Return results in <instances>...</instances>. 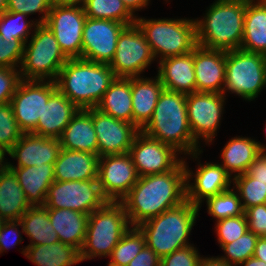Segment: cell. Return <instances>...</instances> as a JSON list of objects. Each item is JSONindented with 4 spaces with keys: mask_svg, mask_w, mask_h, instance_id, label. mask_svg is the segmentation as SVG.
Listing matches in <instances>:
<instances>
[{
    "mask_svg": "<svg viewBox=\"0 0 266 266\" xmlns=\"http://www.w3.org/2000/svg\"><path fill=\"white\" fill-rule=\"evenodd\" d=\"M83 8L87 18L108 19L127 26L136 23L137 19L122 0H86Z\"/></svg>",
    "mask_w": 266,
    "mask_h": 266,
    "instance_id": "cell-35",
    "label": "cell"
},
{
    "mask_svg": "<svg viewBox=\"0 0 266 266\" xmlns=\"http://www.w3.org/2000/svg\"><path fill=\"white\" fill-rule=\"evenodd\" d=\"M109 64L68 59L56 79L57 89L79 109L95 108L116 79Z\"/></svg>",
    "mask_w": 266,
    "mask_h": 266,
    "instance_id": "cell-3",
    "label": "cell"
},
{
    "mask_svg": "<svg viewBox=\"0 0 266 266\" xmlns=\"http://www.w3.org/2000/svg\"><path fill=\"white\" fill-rule=\"evenodd\" d=\"M79 108L58 89L49 97L32 134L59 139Z\"/></svg>",
    "mask_w": 266,
    "mask_h": 266,
    "instance_id": "cell-23",
    "label": "cell"
},
{
    "mask_svg": "<svg viewBox=\"0 0 266 266\" xmlns=\"http://www.w3.org/2000/svg\"><path fill=\"white\" fill-rule=\"evenodd\" d=\"M99 156L90 152L61 148L54 162L55 181L97 179Z\"/></svg>",
    "mask_w": 266,
    "mask_h": 266,
    "instance_id": "cell-24",
    "label": "cell"
},
{
    "mask_svg": "<svg viewBox=\"0 0 266 266\" xmlns=\"http://www.w3.org/2000/svg\"><path fill=\"white\" fill-rule=\"evenodd\" d=\"M56 90L55 81L21 79L10 104L23 133H32L36 129L44 104Z\"/></svg>",
    "mask_w": 266,
    "mask_h": 266,
    "instance_id": "cell-12",
    "label": "cell"
},
{
    "mask_svg": "<svg viewBox=\"0 0 266 266\" xmlns=\"http://www.w3.org/2000/svg\"><path fill=\"white\" fill-rule=\"evenodd\" d=\"M186 201L183 160L171 171L141 176L121 199L131 227L158 216Z\"/></svg>",
    "mask_w": 266,
    "mask_h": 266,
    "instance_id": "cell-1",
    "label": "cell"
},
{
    "mask_svg": "<svg viewBox=\"0 0 266 266\" xmlns=\"http://www.w3.org/2000/svg\"><path fill=\"white\" fill-rule=\"evenodd\" d=\"M47 209L59 241L74 246L81 251L86 238L89 215L63 208Z\"/></svg>",
    "mask_w": 266,
    "mask_h": 266,
    "instance_id": "cell-29",
    "label": "cell"
},
{
    "mask_svg": "<svg viewBox=\"0 0 266 266\" xmlns=\"http://www.w3.org/2000/svg\"><path fill=\"white\" fill-rule=\"evenodd\" d=\"M19 221L22 225V233L30 238V244L27 246L59 242L58 234L51 224L48 209L45 206H31Z\"/></svg>",
    "mask_w": 266,
    "mask_h": 266,
    "instance_id": "cell-34",
    "label": "cell"
},
{
    "mask_svg": "<svg viewBox=\"0 0 266 266\" xmlns=\"http://www.w3.org/2000/svg\"><path fill=\"white\" fill-rule=\"evenodd\" d=\"M226 95L213 92H194L186 94L187 116L191 133L198 142L204 140L208 145L217 136L221 125Z\"/></svg>",
    "mask_w": 266,
    "mask_h": 266,
    "instance_id": "cell-13",
    "label": "cell"
},
{
    "mask_svg": "<svg viewBox=\"0 0 266 266\" xmlns=\"http://www.w3.org/2000/svg\"><path fill=\"white\" fill-rule=\"evenodd\" d=\"M266 87V55L235 49L226 51L223 94L231 92L253 101Z\"/></svg>",
    "mask_w": 266,
    "mask_h": 266,
    "instance_id": "cell-9",
    "label": "cell"
},
{
    "mask_svg": "<svg viewBox=\"0 0 266 266\" xmlns=\"http://www.w3.org/2000/svg\"><path fill=\"white\" fill-rule=\"evenodd\" d=\"M266 266V263L263 260H260L255 257H250L244 262L240 263L238 266Z\"/></svg>",
    "mask_w": 266,
    "mask_h": 266,
    "instance_id": "cell-54",
    "label": "cell"
},
{
    "mask_svg": "<svg viewBox=\"0 0 266 266\" xmlns=\"http://www.w3.org/2000/svg\"><path fill=\"white\" fill-rule=\"evenodd\" d=\"M20 81L19 69L0 67V105L11 101Z\"/></svg>",
    "mask_w": 266,
    "mask_h": 266,
    "instance_id": "cell-46",
    "label": "cell"
},
{
    "mask_svg": "<svg viewBox=\"0 0 266 266\" xmlns=\"http://www.w3.org/2000/svg\"><path fill=\"white\" fill-rule=\"evenodd\" d=\"M30 207L16 175L7 167L0 174V216L19 220Z\"/></svg>",
    "mask_w": 266,
    "mask_h": 266,
    "instance_id": "cell-33",
    "label": "cell"
},
{
    "mask_svg": "<svg viewBox=\"0 0 266 266\" xmlns=\"http://www.w3.org/2000/svg\"><path fill=\"white\" fill-rule=\"evenodd\" d=\"M200 208L186 200L138 226L145 244L160 258L175 250L192 245L189 235L199 216Z\"/></svg>",
    "mask_w": 266,
    "mask_h": 266,
    "instance_id": "cell-5",
    "label": "cell"
},
{
    "mask_svg": "<svg viewBox=\"0 0 266 266\" xmlns=\"http://www.w3.org/2000/svg\"><path fill=\"white\" fill-rule=\"evenodd\" d=\"M16 175L31 206H44L48 189L55 181L54 163L42 166L8 167Z\"/></svg>",
    "mask_w": 266,
    "mask_h": 266,
    "instance_id": "cell-28",
    "label": "cell"
},
{
    "mask_svg": "<svg viewBox=\"0 0 266 266\" xmlns=\"http://www.w3.org/2000/svg\"><path fill=\"white\" fill-rule=\"evenodd\" d=\"M139 178L129 153L99 157L97 180L108 201H121Z\"/></svg>",
    "mask_w": 266,
    "mask_h": 266,
    "instance_id": "cell-16",
    "label": "cell"
},
{
    "mask_svg": "<svg viewBox=\"0 0 266 266\" xmlns=\"http://www.w3.org/2000/svg\"><path fill=\"white\" fill-rule=\"evenodd\" d=\"M61 148L98 155V141L93 126L92 108L79 109L59 138Z\"/></svg>",
    "mask_w": 266,
    "mask_h": 266,
    "instance_id": "cell-25",
    "label": "cell"
},
{
    "mask_svg": "<svg viewBox=\"0 0 266 266\" xmlns=\"http://www.w3.org/2000/svg\"><path fill=\"white\" fill-rule=\"evenodd\" d=\"M24 44L20 40L10 42L0 35V67L18 69L21 65Z\"/></svg>",
    "mask_w": 266,
    "mask_h": 266,
    "instance_id": "cell-44",
    "label": "cell"
},
{
    "mask_svg": "<svg viewBox=\"0 0 266 266\" xmlns=\"http://www.w3.org/2000/svg\"><path fill=\"white\" fill-rule=\"evenodd\" d=\"M53 4V0H7V11L23 13L28 17L37 12L42 14L36 19L37 24H44Z\"/></svg>",
    "mask_w": 266,
    "mask_h": 266,
    "instance_id": "cell-43",
    "label": "cell"
},
{
    "mask_svg": "<svg viewBox=\"0 0 266 266\" xmlns=\"http://www.w3.org/2000/svg\"><path fill=\"white\" fill-rule=\"evenodd\" d=\"M184 159L185 157L183 164L186 171V200L192 204L201 208V203L207 198L230 189L233 178L218 162L201 164L198 161V168L193 173ZM191 179L194 183H191Z\"/></svg>",
    "mask_w": 266,
    "mask_h": 266,
    "instance_id": "cell-19",
    "label": "cell"
},
{
    "mask_svg": "<svg viewBox=\"0 0 266 266\" xmlns=\"http://www.w3.org/2000/svg\"><path fill=\"white\" fill-rule=\"evenodd\" d=\"M108 200L103 196L97 179L86 181H54L48 189L44 206L69 209L90 215Z\"/></svg>",
    "mask_w": 266,
    "mask_h": 266,
    "instance_id": "cell-11",
    "label": "cell"
},
{
    "mask_svg": "<svg viewBox=\"0 0 266 266\" xmlns=\"http://www.w3.org/2000/svg\"><path fill=\"white\" fill-rule=\"evenodd\" d=\"M253 257L263 260L266 263V237H258Z\"/></svg>",
    "mask_w": 266,
    "mask_h": 266,
    "instance_id": "cell-52",
    "label": "cell"
},
{
    "mask_svg": "<svg viewBox=\"0 0 266 266\" xmlns=\"http://www.w3.org/2000/svg\"><path fill=\"white\" fill-rule=\"evenodd\" d=\"M201 257L192 244L163 256L160 266H197Z\"/></svg>",
    "mask_w": 266,
    "mask_h": 266,
    "instance_id": "cell-45",
    "label": "cell"
},
{
    "mask_svg": "<svg viewBox=\"0 0 266 266\" xmlns=\"http://www.w3.org/2000/svg\"><path fill=\"white\" fill-rule=\"evenodd\" d=\"M163 89L158 76L154 78L131 77L133 124L140 130L152 118Z\"/></svg>",
    "mask_w": 266,
    "mask_h": 266,
    "instance_id": "cell-27",
    "label": "cell"
},
{
    "mask_svg": "<svg viewBox=\"0 0 266 266\" xmlns=\"http://www.w3.org/2000/svg\"><path fill=\"white\" fill-rule=\"evenodd\" d=\"M22 135L10 102L0 105V150L8 153Z\"/></svg>",
    "mask_w": 266,
    "mask_h": 266,
    "instance_id": "cell-41",
    "label": "cell"
},
{
    "mask_svg": "<svg viewBox=\"0 0 266 266\" xmlns=\"http://www.w3.org/2000/svg\"><path fill=\"white\" fill-rule=\"evenodd\" d=\"M28 16L19 12L5 11L0 15V35L10 42L20 40L25 44L38 24L36 21L27 20ZM32 31V32H30Z\"/></svg>",
    "mask_w": 266,
    "mask_h": 266,
    "instance_id": "cell-37",
    "label": "cell"
},
{
    "mask_svg": "<svg viewBox=\"0 0 266 266\" xmlns=\"http://www.w3.org/2000/svg\"><path fill=\"white\" fill-rule=\"evenodd\" d=\"M83 6L54 3L44 23L53 33L68 59L81 58L82 33L86 20Z\"/></svg>",
    "mask_w": 266,
    "mask_h": 266,
    "instance_id": "cell-14",
    "label": "cell"
},
{
    "mask_svg": "<svg viewBox=\"0 0 266 266\" xmlns=\"http://www.w3.org/2000/svg\"><path fill=\"white\" fill-rule=\"evenodd\" d=\"M141 131L149 137L170 145L180 154L195 158V161L203 153V150H200L202 149L200 144L191 133L184 93L163 89L152 118Z\"/></svg>",
    "mask_w": 266,
    "mask_h": 266,
    "instance_id": "cell-2",
    "label": "cell"
},
{
    "mask_svg": "<svg viewBox=\"0 0 266 266\" xmlns=\"http://www.w3.org/2000/svg\"><path fill=\"white\" fill-rule=\"evenodd\" d=\"M18 226H22L19 220L6 221L0 230V255L11 246L22 243L23 238Z\"/></svg>",
    "mask_w": 266,
    "mask_h": 266,
    "instance_id": "cell-48",
    "label": "cell"
},
{
    "mask_svg": "<svg viewBox=\"0 0 266 266\" xmlns=\"http://www.w3.org/2000/svg\"><path fill=\"white\" fill-rule=\"evenodd\" d=\"M155 61L140 27L134 23L120 33L116 53L109 66L117 78L141 77L140 74Z\"/></svg>",
    "mask_w": 266,
    "mask_h": 266,
    "instance_id": "cell-10",
    "label": "cell"
},
{
    "mask_svg": "<svg viewBox=\"0 0 266 266\" xmlns=\"http://www.w3.org/2000/svg\"><path fill=\"white\" fill-rule=\"evenodd\" d=\"M93 126L98 141V156L128 153L141 131L136 125L117 120L97 108H92Z\"/></svg>",
    "mask_w": 266,
    "mask_h": 266,
    "instance_id": "cell-18",
    "label": "cell"
},
{
    "mask_svg": "<svg viewBox=\"0 0 266 266\" xmlns=\"http://www.w3.org/2000/svg\"><path fill=\"white\" fill-rule=\"evenodd\" d=\"M243 27L240 49L266 55V5L262 0H246Z\"/></svg>",
    "mask_w": 266,
    "mask_h": 266,
    "instance_id": "cell-30",
    "label": "cell"
},
{
    "mask_svg": "<svg viewBox=\"0 0 266 266\" xmlns=\"http://www.w3.org/2000/svg\"><path fill=\"white\" fill-rule=\"evenodd\" d=\"M54 3L60 5H80L83 6L86 0H53Z\"/></svg>",
    "mask_w": 266,
    "mask_h": 266,
    "instance_id": "cell-55",
    "label": "cell"
},
{
    "mask_svg": "<svg viewBox=\"0 0 266 266\" xmlns=\"http://www.w3.org/2000/svg\"><path fill=\"white\" fill-rule=\"evenodd\" d=\"M157 76L164 89L190 94L196 92L194 50L180 56H172L158 62Z\"/></svg>",
    "mask_w": 266,
    "mask_h": 266,
    "instance_id": "cell-22",
    "label": "cell"
},
{
    "mask_svg": "<svg viewBox=\"0 0 266 266\" xmlns=\"http://www.w3.org/2000/svg\"><path fill=\"white\" fill-rule=\"evenodd\" d=\"M67 60L54 33L46 25L38 24L29 43L24 44L19 67L21 79L56 81Z\"/></svg>",
    "mask_w": 266,
    "mask_h": 266,
    "instance_id": "cell-8",
    "label": "cell"
},
{
    "mask_svg": "<svg viewBox=\"0 0 266 266\" xmlns=\"http://www.w3.org/2000/svg\"><path fill=\"white\" fill-rule=\"evenodd\" d=\"M61 149L60 140L38 136L32 133H23L7 153L17 160V166L8 162V167L42 166V164L54 163Z\"/></svg>",
    "mask_w": 266,
    "mask_h": 266,
    "instance_id": "cell-20",
    "label": "cell"
},
{
    "mask_svg": "<svg viewBox=\"0 0 266 266\" xmlns=\"http://www.w3.org/2000/svg\"><path fill=\"white\" fill-rule=\"evenodd\" d=\"M7 10V0H0V15Z\"/></svg>",
    "mask_w": 266,
    "mask_h": 266,
    "instance_id": "cell-57",
    "label": "cell"
},
{
    "mask_svg": "<svg viewBox=\"0 0 266 266\" xmlns=\"http://www.w3.org/2000/svg\"><path fill=\"white\" fill-rule=\"evenodd\" d=\"M5 155H7V153L0 150V174L8 167V161L6 160Z\"/></svg>",
    "mask_w": 266,
    "mask_h": 266,
    "instance_id": "cell-56",
    "label": "cell"
},
{
    "mask_svg": "<svg viewBox=\"0 0 266 266\" xmlns=\"http://www.w3.org/2000/svg\"><path fill=\"white\" fill-rule=\"evenodd\" d=\"M215 231L219 245H225L237 240L248 231L245 213L240 216L228 217L216 221Z\"/></svg>",
    "mask_w": 266,
    "mask_h": 266,
    "instance_id": "cell-42",
    "label": "cell"
},
{
    "mask_svg": "<svg viewBox=\"0 0 266 266\" xmlns=\"http://www.w3.org/2000/svg\"><path fill=\"white\" fill-rule=\"evenodd\" d=\"M95 108L117 120L133 123L131 78H116Z\"/></svg>",
    "mask_w": 266,
    "mask_h": 266,
    "instance_id": "cell-31",
    "label": "cell"
},
{
    "mask_svg": "<svg viewBox=\"0 0 266 266\" xmlns=\"http://www.w3.org/2000/svg\"><path fill=\"white\" fill-rule=\"evenodd\" d=\"M226 51L194 48V70L197 92L223 93L225 83Z\"/></svg>",
    "mask_w": 266,
    "mask_h": 266,
    "instance_id": "cell-21",
    "label": "cell"
},
{
    "mask_svg": "<svg viewBox=\"0 0 266 266\" xmlns=\"http://www.w3.org/2000/svg\"><path fill=\"white\" fill-rule=\"evenodd\" d=\"M126 26L113 20L86 18L82 33L81 58L110 64L116 53L118 37Z\"/></svg>",
    "mask_w": 266,
    "mask_h": 266,
    "instance_id": "cell-17",
    "label": "cell"
},
{
    "mask_svg": "<svg viewBox=\"0 0 266 266\" xmlns=\"http://www.w3.org/2000/svg\"><path fill=\"white\" fill-rule=\"evenodd\" d=\"M144 245V234L138 227H130L114 247L108 266H127Z\"/></svg>",
    "mask_w": 266,
    "mask_h": 266,
    "instance_id": "cell-36",
    "label": "cell"
},
{
    "mask_svg": "<svg viewBox=\"0 0 266 266\" xmlns=\"http://www.w3.org/2000/svg\"><path fill=\"white\" fill-rule=\"evenodd\" d=\"M128 153L140 177L169 172L183 160L173 147L142 131L135 137Z\"/></svg>",
    "mask_w": 266,
    "mask_h": 266,
    "instance_id": "cell-15",
    "label": "cell"
},
{
    "mask_svg": "<svg viewBox=\"0 0 266 266\" xmlns=\"http://www.w3.org/2000/svg\"><path fill=\"white\" fill-rule=\"evenodd\" d=\"M197 266H233L217 257H201Z\"/></svg>",
    "mask_w": 266,
    "mask_h": 266,
    "instance_id": "cell-53",
    "label": "cell"
},
{
    "mask_svg": "<svg viewBox=\"0 0 266 266\" xmlns=\"http://www.w3.org/2000/svg\"><path fill=\"white\" fill-rule=\"evenodd\" d=\"M5 222H6V220L0 216V230L2 229Z\"/></svg>",
    "mask_w": 266,
    "mask_h": 266,
    "instance_id": "cell-58",
    "label": "cell"
},
{
    "mask_svg": "<svg viewBox=\"0 0 266 266\" xmlns=\"http://www.w3.org/2000/svg\"><path fill=\"white\" fill-rule=\"evenodd\" d=\"M127 9L135 16L136 11L145 9L150 3V0H122ZM141 9V10H140Z\"/></svg>",
    "mask_w": 266,
    "mask_h": 266,
    "instance_id": "cell-51",
    "label": "cell"
},
{
    "mask_svg": "<svg viewBox=\"0 0 266 266\" xmlns=\"http://www.w3.org/2000/svg\"><path fill=\"white\" fill-rule=\"evenodd\" d=\"M241 203L239 193L234 188L206 199L207 212L217 221L243 215L244 209Z\"/></svg>",
    "mask_w": 266,
    "mask_h": 266,
    "instance_id": "cell-38",
    "label": "cell"
},
{
    "mask_svg": "<svg viewBox=\"0 0 266 266\" xmlns=\"http://www.w3.org/2000/svg\"><path fill=\"white\" fill-rule=\"evenodd\" d=\"M136 24L144 33L154 58L180 56L197 46L195 19H146L138 17Z\"/></svg>",
    "mask_w": 266,
    "mask_h": 266,
    "instance_id": "cell-7",
    "label": "cell"
},
{
    "mask_svg": "<svg viewBox=\"0 0 266 266\" xmlns=\"http://www.w3.org/2000/svg\"><path fill=\"white\" fill-rule=\"evenodd\" d=\"M161 258L146 244L127 266H160Z\"/></svg>",
    "mask_w": 266,
    "mask_h": 266,
    "instance_id": "cell-49",
    "label": "cell"
},
{
    "mask_svg": "<svg viewBox=\"0 0 266 266\" xmlns=\"http://www.w3.org/2000/svg\"><path fill=\"white\" fill-rule=\"evenodd\" d=\"M244 213L247 218L248 231L258 237H266V204L249 207Z\"/></svg>",
    "mask_w": 266,
    "mask_h": 266,
    "instance_id": "cell-47",
    "label": "cell"
},
{
    "mask_svg": "<svg viewBox=\"0 0 266 266\" xmlns=\"http://www.w3.org/2000/svg\"><path fill=\"white\" fill-rule=\"evenodd\" d=\"M245 12L246 0H215L202 19H195L197 45L223 51L240 49Z\"/></svg>",
    "mask_w": 266,
    "mask_h": 266,
    "instance_id": "cell-4",
    "label": "cell"
},
{
    "mask_svg": "<svg viewBox=\"0 0 266 266\" xmlns=\"http://www.w3.org/2000/svg\"><path fill=\"white\" fill-rule=\"evenodd\" d=\"M246 174L257 181L266 182V153L261 152L249 165Z\"/></svg>",
    "mask_w": 266,
    "mask_h": 266,
    "instance_id": "cell-50",
    "label": "cell"
},
{
    "mask_svg": "<svg viewBox=\"0 0 266 266\" xmlns=\"http://www.w3.org/2000/svg\"><path fill=\"white\" fill-rule=\"evenodd\" d=\"M21 253L37 266H73L81 263L80 251L60 241L25 246Z\"/></svg>",
    "mask_w": 266,
    "mask_h": 266,
    "instance_id": "cell-32",
    "label": "cell"
},
{
    "mask_svg": "<svg viewBox=\"0 0 266 266\" xmlns=\"http://www.w3.org/2000/svg\"><path fill=\"white\" fill-rule=\"evenodd\" d=\"M131 227L120 201H107L89 215L81 262L98 257H110L114 247Z\"/></svg>",
    "mask_w": 266,
    "mask_h": 266,
    "instance_id": "cell-6",
    "label": "cell"
},
{
    "mask_svg": "<svg viewBox=\"0 0 266 266\" xmlns=\"http://www.w3.org/2000/svg\"><path fill=\"white\" fill-rule=\"evenodd\" d=\"M221 151L220 165L233 178L246 173L249 165L261 152L266 153V145L251 137L236 136L231 138Z\"/></svg>",
    "mask_w": 266,
    "mask_h": 266,
    "instance_id": "cell-26",
    "label": "cell"
},
{
    "mask_svg": "<svg viewBox=\"0 0 266 266\" xmlns=\"http://www.w3.org/2000/svg\"><path fill=\"white\" fill-rule=\"evenodd\" d=\"M258 236L251 231H247L237 240L220 245V248L225 252L224 256L219 257L228 264L238 266L250 257H253L256 241Z\"/></svg>",
    "mask_w": 266,
    "mask_h": 266,
    "instance_id": "cell-40",
    "label": "cell"
},
{
    "mask_svg": "<svg viewBox=\"0 0 266 266\" xmlns=\"http://www.w3.org/2000/svg\"><path fill=\"white\" fill-rule=\"evenodd\" d=\"M233 188L239 193L244 211L255 205L266 204V182L257 181L244 173L233 177Z\"/></svg>",
    "mask_w": 266,
    "mask_h": 266,
    "instance_id": "cell-39",
    "label": "cell"
}]
</instances>
